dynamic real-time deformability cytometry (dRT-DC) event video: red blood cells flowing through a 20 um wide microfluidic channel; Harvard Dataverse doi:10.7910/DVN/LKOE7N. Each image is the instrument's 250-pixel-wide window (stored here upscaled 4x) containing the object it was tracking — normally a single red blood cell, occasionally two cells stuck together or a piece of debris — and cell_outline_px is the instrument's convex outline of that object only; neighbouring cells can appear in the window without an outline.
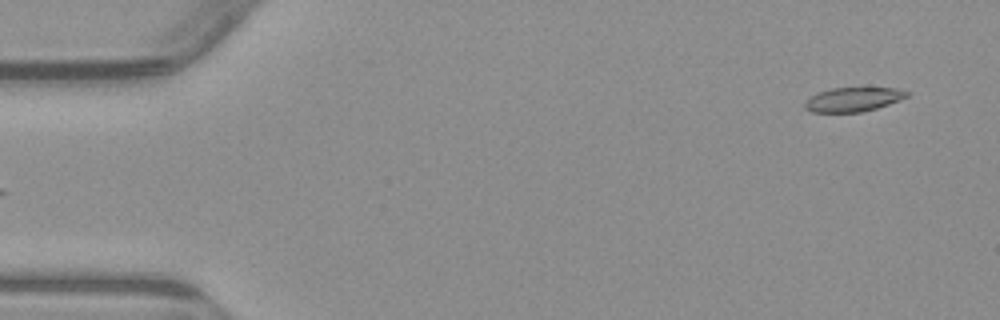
{"species": "common noctule bat (a hibernating species)", "species_latin": "Nyctalus noctula", "temperature_condition": "warm", "stored_images_in_passage": 5, "segment_of_instrument_passage": [2, 2], "camera_frame_rate_fps": 3000, "um_per_image_px": 0.085, "animal": {"sex": "male", "body_mass_g": 23.1, "forearm_length_mm": 52.7}, "frame": {"image": 1, "passage_image": 5, "time_ms": 5.667, "image_size_px": [1000, 320], "cell_outline_px": [[912, 92], [908, 96], [900, 100], [876, 108], [860, 112], [812, 112], [804, 108], [804, 104], [816, 92], [832, 88], [896, 88]], "centroid_in_image_um": [72.54, 8.44], "position_along_channel_um": 12.5, "area_um2": 14.33}}